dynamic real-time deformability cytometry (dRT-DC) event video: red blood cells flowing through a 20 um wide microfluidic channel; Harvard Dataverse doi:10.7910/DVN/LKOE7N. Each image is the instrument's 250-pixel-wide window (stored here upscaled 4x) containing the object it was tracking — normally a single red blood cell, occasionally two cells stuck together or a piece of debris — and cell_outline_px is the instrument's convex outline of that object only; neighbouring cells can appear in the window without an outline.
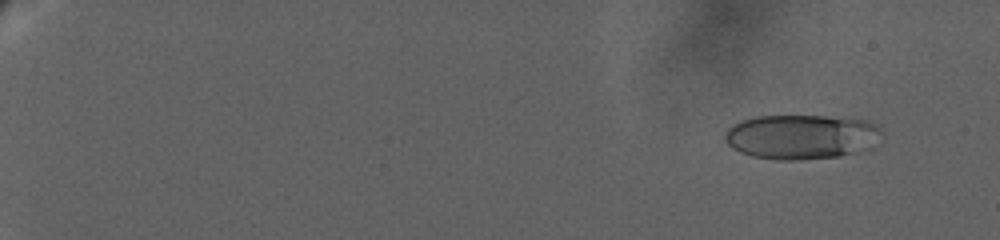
{"species": "human", "species_latin": "Homo sapiens", "temperature_condition": "warm", "stored_images_in_passage": 50, "camera_frame_rate_fps": 3000, "um_per_image_px": 0.085, "donor": {"sex": "female"}, "frame": {"image": 1, "passage_image": 5, "time_ms": 2.0, "image_size_px": [1000, 240], "cell_outline_px": [[884, 132], [852, 152], [840, 156], [800, 160], [776, 160], [752, 156], [740, 152], [732, 148], [724, 140], [724, 132], [728, 128], [744, 120], [756, 116], [824, 116], [868, 120], [876, 124]], "centroid_in_image_um": [68.0, 11.61], "position_along_channel_um": 17.0, "area_um2": 40.06}}
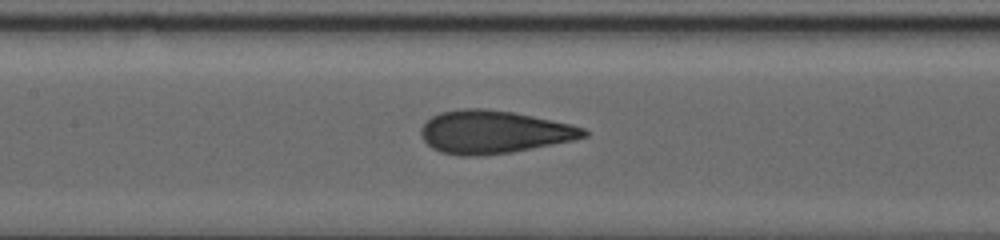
{"frame": {"image": 2, "passage_image": 31, "time_ms": 14.667, "image_size_px": [1000, 240], "cell_outline_px": [[588, 136], [576, 140], [512, 152], [480, 156], [460, 156], [440, 152], [432, 148], [424, 140], [420, 132], [420, 128], [432, 116], [440, 112], [464, 108], [484, 108], [512, 112], [572, 124], [584, 128], [588, 132]], "centroid_in_image_um": [41.98, 11.23], "position_along_channel_um": 165.4, "area_um2": 40.86}}
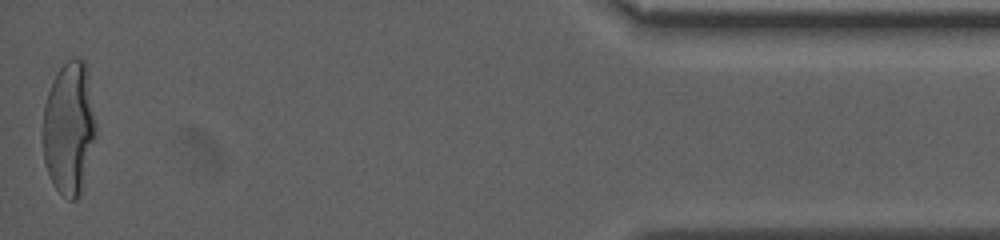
{"frame": {"image": 3, "passage_image": 50, "time_ms": 26.667, "image_size_px": [1000, 240], "cell_outline_px": [[96, 136], [80, 196], [76, 200], [68, 200], [56, 188], [48, 172], [44, 160], [44, 104], [52, 80], [56, 72], [72, 56], [80, 56], [88, 64], [96, 128]], "centroid_in_image_um": [5.9, 10.82], "position_along_channel_um": 429.3, "area_um2": 41.33}, "authors_computed_cell_mechanics": {"area_um2": 39.593, "velocity_mm_per_s": 2.7213, "shape_relaxation_time_tau1_ms": 7.206, "shape_relaxation_time_tau2_ms": null, "deformation_change_tau1": 0.2315, "deformation_change_tau2": null}}